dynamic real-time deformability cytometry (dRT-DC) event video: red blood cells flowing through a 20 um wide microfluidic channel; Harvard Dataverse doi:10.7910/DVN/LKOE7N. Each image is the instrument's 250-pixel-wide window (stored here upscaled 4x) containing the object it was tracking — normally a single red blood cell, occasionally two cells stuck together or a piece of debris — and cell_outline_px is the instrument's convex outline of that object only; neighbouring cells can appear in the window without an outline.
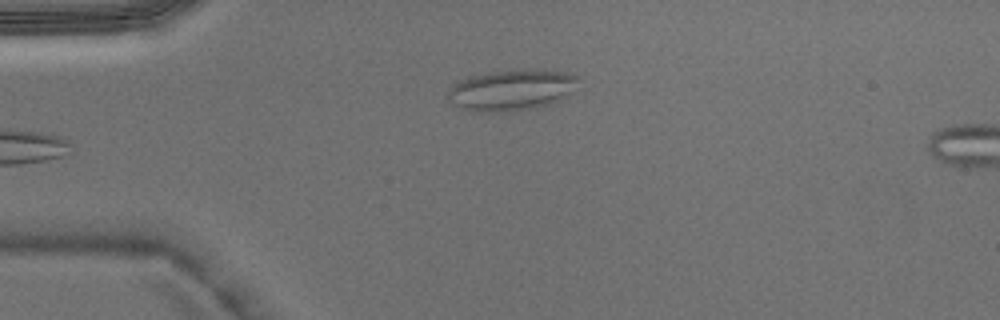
{"species": "Egyptian fruit bat (a non-hibernating species)", "species_latin": "Rousettus aegyptiacus", "temperature_condition": "warm", "stored_images_in_passage": 4, "camera_frame_rate_fps": 3000, "um_per_image_px": 0.085, "animal": {"sex": "male"}, "frame": {"image": 1, "passage_image": 4, "time_ms": 1.0, "image_size_px": [1000, 320], "cell_outline_px": [[580, 80], [560, 100], [548, 104], [532, 108], [496, 112], [480, 112], [460, 108], [452, 104], [448, 100], [448, 92], [460, 80], [468, 76], [488, 72], [568, 72], [580, 76]], "centroid_in_image_um": [43.42, 7.69], "position_along_channel_um": 41.6, "area_um2": 29.94}}